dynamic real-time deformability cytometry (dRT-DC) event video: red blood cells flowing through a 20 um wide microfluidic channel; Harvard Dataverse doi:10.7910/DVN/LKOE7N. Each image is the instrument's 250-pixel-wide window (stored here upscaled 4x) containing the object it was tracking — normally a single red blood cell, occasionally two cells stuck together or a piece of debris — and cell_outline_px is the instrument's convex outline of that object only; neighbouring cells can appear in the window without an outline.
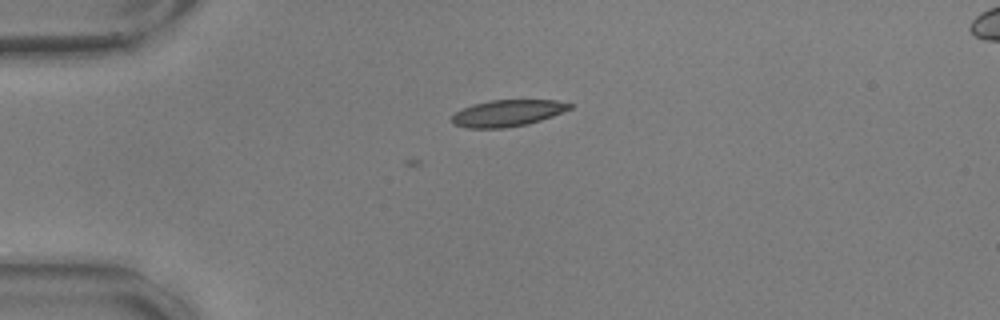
{"species": "common noctule bat (a hibernating species)", "species_latin": "Nyctalus noctula", "temperature_condition": "warm", "stored_images_in_passage": 3, "camera_frame_rate_fps": 3000, "um_per_image_px": 0.085, "animal": {"sex": "male", "body_mass_g": 17.9, "forearm_length_mm": 54.2}, "frame": {"image": 1, "passage_image": 3, "time_ms": 0.667, "image_size_px": [1000, 320], "cell_outline_px": [[572, 108], [552, 116], [528, 124], [504, 128], [468, 128], [452, 124], [452, 116], [456, 112], [472, 104], [492, 100], [556, 100], [572, 104]], "centroid_in_image_um": [43.13, 9.62], "position_along_channel_um": 41.9, "area_um2": 18.15}}